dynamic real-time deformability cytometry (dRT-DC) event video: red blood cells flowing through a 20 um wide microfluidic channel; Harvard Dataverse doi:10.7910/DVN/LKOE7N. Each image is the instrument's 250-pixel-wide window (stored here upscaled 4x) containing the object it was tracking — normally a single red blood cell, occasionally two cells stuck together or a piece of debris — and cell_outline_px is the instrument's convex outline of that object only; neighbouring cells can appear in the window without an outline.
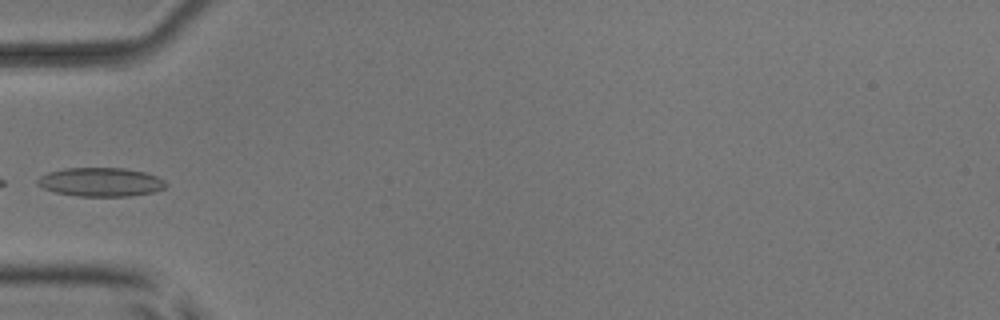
{"species": "common noctule bat (a hibernating species)", "species_latin": "Nyctalus noctula", "temperature_condition": "room temperature", "stored_images_in_passage": 8, "camera_frame_rate_fps": 3000, "um_per_image_px": 0.085, "animal": {"sex": "male", "body_mass_g": 17.9, "forearm_length_mm": 54.2}, "frame": {"image": 1, "passage_image": 6, "time_ms": 6.0, "image_size_px": [1000, 320], "cell_outline_px": [[168, 184], [164, 188], [152, 192], [132, 196], [80, 196], [56, 192], [44, 188], [36, 184], [36, 180], [40, 176], [48, 172], [64, 168], [124, 168], [144, 172], [156, 176], [164, 180]], "centroid_in_image_um": [8.56, 15.47], "position_along_channel_um": 76.4, "area_um2": 21.5}}
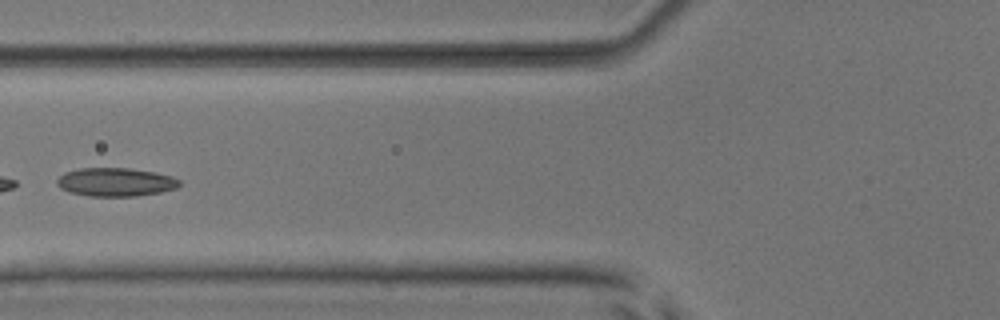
{"frame": {"image": 2, "passage_image": 7, "time_ms": 7.0, "image_size_px": [1000, 320], "cell_outline_px": [[180, 184], [176, 188], [160, 192], [136, 196], [88, 196], [68, 192], [60, 188], [56, 184], [56, 180], [64, 172], [80, 168], [132, 168], [156, 172], [172, 176], [180, 180]], "centroid_in_image_um": [9.81, 15.47], "position_along_channel_um": 116.0, "area_um2": 20.52}}
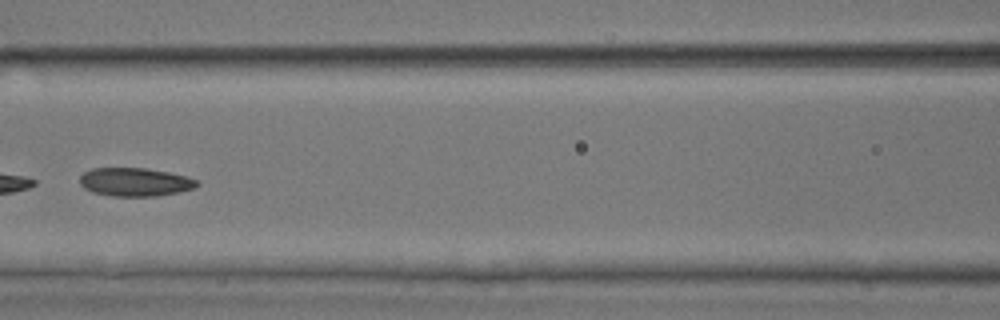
{"frame": {"image": 3, "passage_image": 8, "time_ms": 8.0, "image_size_px": [1000, 320], "cell_outline_px": [[200, 184], [196, 188], [180, 192], [156, 196], [112, 196], [92, 192], [84, 188], [80, 184], [80, 176], [84, 172], [92, 168], [144, 168], [168, 172], [184, 176], [196, 180]], "centroid_in_image_um": [11.47, 15.48], "position_along_channel_um": 155.1, "area_um2": 19.42}}